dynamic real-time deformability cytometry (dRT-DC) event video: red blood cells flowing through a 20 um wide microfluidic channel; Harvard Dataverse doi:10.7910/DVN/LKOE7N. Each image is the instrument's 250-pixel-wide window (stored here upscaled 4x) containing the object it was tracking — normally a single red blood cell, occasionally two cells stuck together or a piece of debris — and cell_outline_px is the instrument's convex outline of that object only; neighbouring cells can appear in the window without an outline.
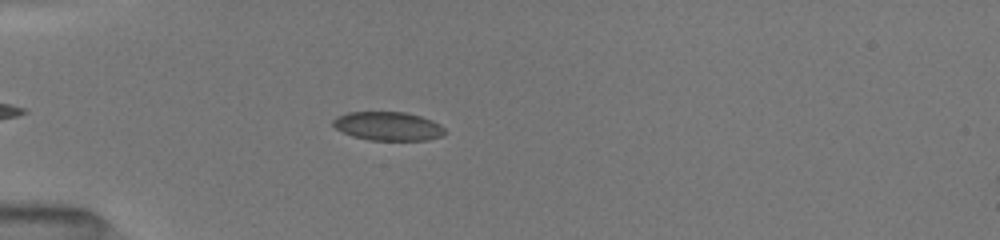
{"species": "common noctule bat (a hibernating species)", "species_latin": "Nyctalus noctula", "temperature_condition": "room temperature", "stored_images_in_passage": 42, "camera_frame_rate_fps": 3000, "um_per_image_px": 0.085, "animal": {"sex": "female", "body_mass_g": 19.5, "forearm_length_mm": 54.1}, "frame": {"image": 1, "passage_image": 9, "time_ms": 2.667, "image_size_px": [1000, 240], "cell_outline_px": [[444, 132], [440, 136], [424, 140], [368, 140], [352, 136], [336, 128], [332, 124], [332, 120], [348, 112], [404, 112], [420, 116], [432, 120], [444, 128]], "centroid_in_image_um": [32.96, 10.72], "position_along_channel_um": 52.0, "area_um2": 18.44}}
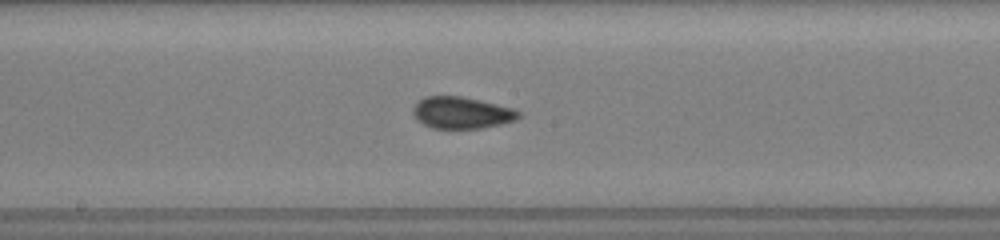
{"frame": {"image": 2, "passage_image": 22, "time_ms": 7.0, "image_size_px": [1000, 240], "cell_outline_px": [[520, 116], [512, 120], [500, 124], [480, 128], [432, 128], [424, 124], [416, 116], [416, 104], [424, 96], [460, 96], [480, 100], [512, 108], [520, 112]], "centroid_in_image_um": [39.27, 9.57], "position_along_channel_um": 208.9, "area_um2": 18.9}}
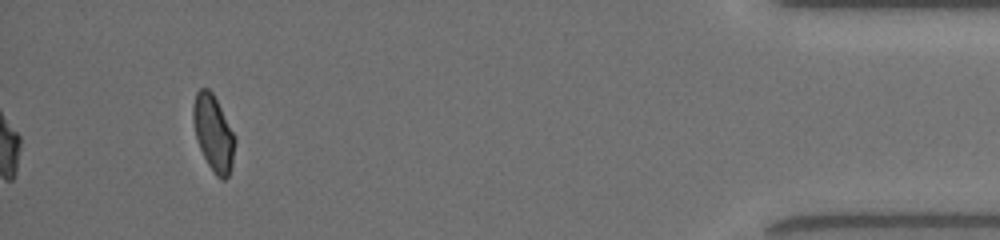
{"frame": {"image": 3, "passage_image": 42, "time_ms": 13.667, "image_size_px": [1000, 240], "cell_outline_px": [[236, 140], [232, 164], [228, 176], [224, 180], [220, 180], [216, 176], [208, 164], [200, 148], [196, 136], [192, 120], [192, 104], [196, 92], [200, 88], [208, 88], [212, 92]], "centroid_in_image_um": [18.11, 11.32], "position_along_channel_um": 417.1, "area_um2": 18.21}, "authors_computed_cell_mechanics": {"area_um2": 18.8717, "velocity_mm_per_s": 4.0166, "shape_relaxation_time_tau1_ms": 5.3013, "shape_relaxation_time_tau2_ms": 1.1341, "deformation_change_tau1": 0.1195, "deformation_change_tau2": 0.057}}